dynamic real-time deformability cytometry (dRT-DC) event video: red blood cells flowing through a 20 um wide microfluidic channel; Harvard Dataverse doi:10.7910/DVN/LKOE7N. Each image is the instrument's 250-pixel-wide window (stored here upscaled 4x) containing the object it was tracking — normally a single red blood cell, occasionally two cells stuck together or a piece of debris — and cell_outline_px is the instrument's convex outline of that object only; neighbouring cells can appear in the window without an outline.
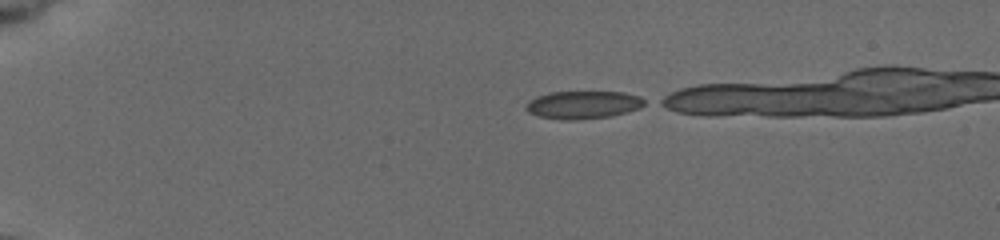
{"species": "common noctule bat (a hibernating species)", "species_latin": "Nyctalus noctula", "temperature_condition": "cold", "stored_images_in_passage": 25, "camera_frame_rate_fps": 3000, "um_per_image_px": 0.085, "animal": {"sex": "female", "body_mass_g": 19.5, "forearm_length_mm": 54.1}, "frame": {"image": 1, "passage_image": 1, "time_ms": 0.0, "image_size_px": [1000, 240], "cell_outline_px": [[648, 104], [640, 108], [612, 116], [572, 120], [560, 120], [540, 116], [528, 112], [524, 108], [528, 100], [536, 96], [548, 92], [624, 92], [640, 96], [648, 100]], "centroid_in_image_um": [49.59, 8.9], "position_along_channel_um": 35.4, "area_um2": 19.54}}
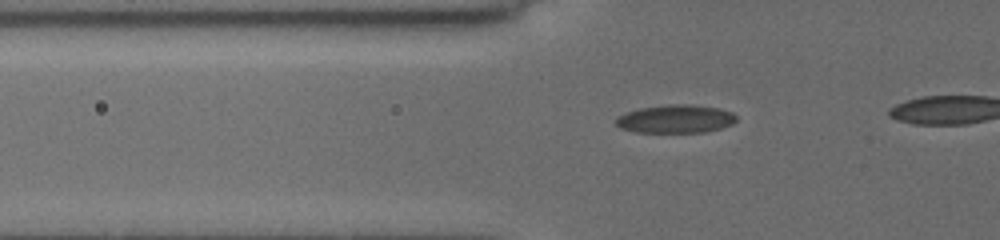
{"frame": {"image": 2, "passage_image": 20, "time_ms": 2.667, "image_size_px": [1000, 240], "cell_outline_px": [[736, 120], [732, 124], [720, 128], [704, 132], [636, 132], [620, 128], [616, 124], [616, 116], [624, 112], [640, 108], [668, 104], [692, 104], [720, 108], [732, 112], [736, 116]], "centroid_in_image_um": [57.4, 10.09], "position_along_channel_um": 68.4, "area_um2": 19.94}}